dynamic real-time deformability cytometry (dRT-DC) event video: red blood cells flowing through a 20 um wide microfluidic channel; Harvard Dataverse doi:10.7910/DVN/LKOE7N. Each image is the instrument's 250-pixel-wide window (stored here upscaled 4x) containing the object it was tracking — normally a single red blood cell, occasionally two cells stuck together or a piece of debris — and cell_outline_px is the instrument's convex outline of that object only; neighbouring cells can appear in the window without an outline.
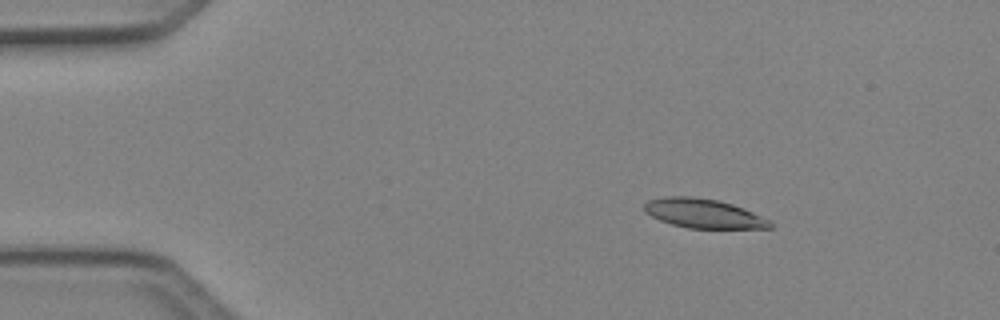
{"species": "Egyptian fruit bat (a non-hibernating species)", "species_latin": "Rousettus aegyptiacus", "temperature_condition": "cold", "stored_images_in_passage": 3, "camera_frame_rate_fps": 3000, "um_per_image_px": 0.085, "animal": {"sex": "female"}, "frame": {"image": 1, "passage_image": 2, "time_ms": 0.333, "image_size_px": [1000, 320], "cell_outline_px": [[776, 224], [772, 228], [688, 228], [672, 224], [660, 220], [644, 212], [644, 204], [648, 200], [668, 196], [692, 196], [720, 200], [744, 208], [772, 220]], "centroid_in_image_um": [59.85, 18.14], "position_along_channel_um": 25.1, "area_um2": 21.68}}